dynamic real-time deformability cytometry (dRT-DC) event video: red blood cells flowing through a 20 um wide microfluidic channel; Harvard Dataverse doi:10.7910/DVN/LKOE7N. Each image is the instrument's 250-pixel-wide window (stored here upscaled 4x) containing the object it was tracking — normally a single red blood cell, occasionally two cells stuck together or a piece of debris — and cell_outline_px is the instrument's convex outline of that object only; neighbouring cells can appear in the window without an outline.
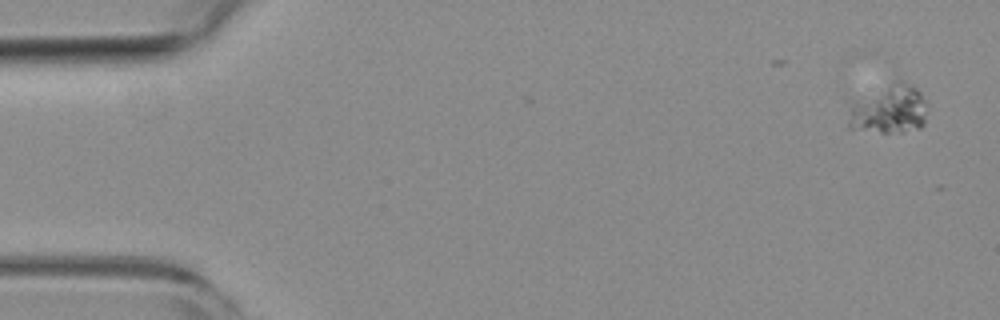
{"species": "common noctule bat (a hibernating species)", "species_latin": "Nyctalus noctula", "temperature_condition": "room temperature", "stored_images_in_passage": 11, "camera_frame_rate_fps": 3000, "um_per_image_px": 0.085, "animal": {"sex": "female", "body_mass_g": 19.3, "forearm_length_mm": 54.1}, "frame": {"image": 1, "passage_image": 1, "time_ms": 0.0, "image_size_px": [1000, 320], "cell_outline_px": [[928, 100], [924, 124], [920, 128], [904, 132], [880, 132], [848, 128], [848, 100], [896, 80], [904, 80], [916, 88]], "centroid_in_image_um": [75.52, 9.26], "position_along_channel_um": 9.5, "area_um2": 23.58}}